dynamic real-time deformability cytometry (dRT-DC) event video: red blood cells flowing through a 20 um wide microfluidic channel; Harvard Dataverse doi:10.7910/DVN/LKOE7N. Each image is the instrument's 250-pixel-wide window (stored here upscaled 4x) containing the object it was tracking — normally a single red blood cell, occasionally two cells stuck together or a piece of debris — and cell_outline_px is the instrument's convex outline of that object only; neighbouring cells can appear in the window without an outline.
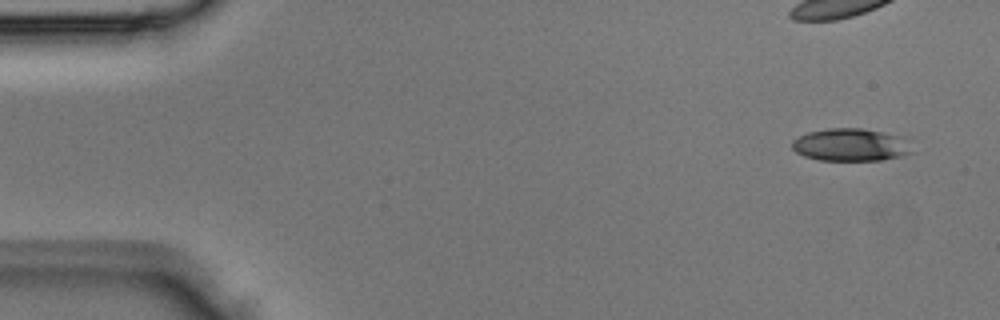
{"species": "Egyptian fruit bat (a non-hibernating species)", "species_latin": "Rousettus aegyptiacus", "temperature_condition": "room temperature", "stored_images_in_passage": 4, "camera_frame_rate_fps": 3000, "um_per_image_px": 0.085, "animal": {"sex": "male"}, "frame": {"image": 1, "passage_image": 1, "time_ms": 0.0, "image_size_px": [1000, 320], "cell_outline_px": [[916, 152], [904, 156], [880, 160], [820, 160], [804, 156], [796, 152], [792, 148], [792, 140], [808, 132], [828, 128], [860, 128], [908, 136]], "centroid_in_image_um": [72.44, 12.3], "position_along_channel_um": 12.6, "area_um2": 23.41}}